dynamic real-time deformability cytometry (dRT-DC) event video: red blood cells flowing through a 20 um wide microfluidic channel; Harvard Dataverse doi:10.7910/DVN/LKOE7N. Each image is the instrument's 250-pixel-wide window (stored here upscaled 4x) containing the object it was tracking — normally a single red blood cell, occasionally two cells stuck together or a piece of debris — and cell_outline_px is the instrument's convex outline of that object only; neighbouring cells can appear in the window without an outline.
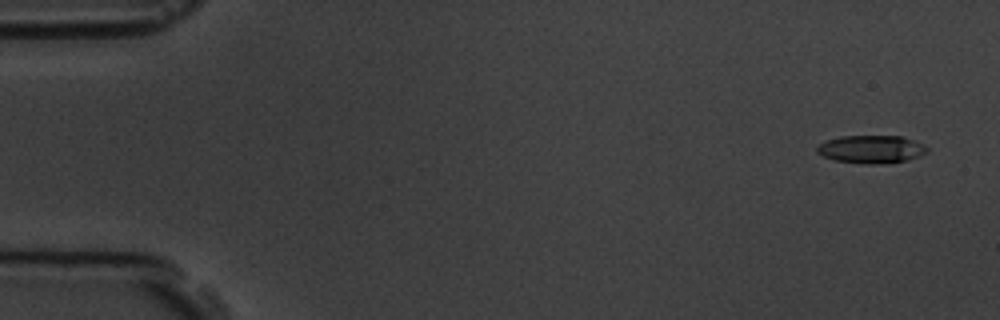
{"species": "common noctule bat (a hibernating species)", "species_latin": "Nyctalus noctula", "temperature_condition": "room temperature", "stored_images_in_passage": 6, "segment_of_instrument_passage": [1, 2], "camera_frame_rate_fps": 3000, "um_per_image_px": 0.085, "animal": {"sex": "male", "body_mass_g": 19.5, "forearm_length_mm": 54.6}, "frame": {"image": 1, "passage_image": 1, "time_ms": 0.0, "image_size_px": [1000, 320], "cell_outline_px": [[928, 152], [920, 156], [908, 160], [876, 164], [864, 164], [832, 160], [816, 152], [816, 148], [820, 144], [828, 140], [840, 136], [900, 136], [912, 140], [928, 148]], "centroid_in_image_um": [74.04, 12.69], "position_along_channel_um": 11.0, "area_um2": 17.8}}